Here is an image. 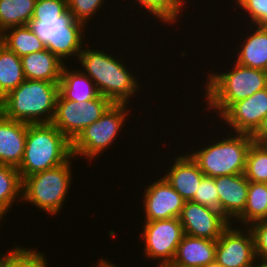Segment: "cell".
Instances as JSON below:
<instances>
[{"label": "cell", "instance_id": "6da1fadb", "mask_svg": "<svg viewBox=\"0 0 267 267\" xmlns=\"http://www.w3.org/2000/svg\"><path fill=\"white\" fill-rule=\"evenodd\" d=\"M89 47L84 46L77 59L83 67L81 71L93 80L100 95L113 104H130L131 97H136L140 90L138 78L129 72L121 57L118 60L111 52Z\"/></svg>", "mask_w": 267, "mask_h": 267}, {"label": "cell", "instance_id": "7a4b0ae2", "mask_svg": "<svg viewBox=\"0 0 267 267\" xmlns=\"http://www.w3.org/2000/svg\"><path fill=\"white\" fill-rule=\"evenodd\" d=\"M232 68L226 72L207 74L205 84V101L218 118L235 102L252 96L259 90L267 88V72L242 66L234 61ZM218 111V112H216Z\"/></svg>", "mask_w": 267, "mask_h": 267}, {"label": "cell", "instance_id": "3957f363", "mask_svg": "<svg viewBox=\"0 0 267 267\" xmlns=\"http://www.w3.org/2000/svg\"><path fill=\"white\" fill-rule=\"evenodd\" d=\"M58 94L59 83L25 79L3 98L0 113L28 124L51 123Z\"/></svg>", "mask_w": 267, "mask_h": 267}, {"label": "cell", "instance_id": "277c9868", "mask_svg": "<svg viewBox=\"0 0 267 267\" xmlns=\"http://www.w3.org/2000/svg\"><path fill=\"white\" fill-rule=\"evenodd\" d=\"M72 156L71 141L52 123L28 124L21 178L64 164Z\"/></svg>", "mask_w": 267, "mask_h": 267}, {"label": "cell", "instance_id": "5b68a950", "mask_svg": "<svg viewBox=\"0 0 267 267\" xmlns=\"http://www.w3.org/2000/svg\"><path fill=\"white\" fill-rule=\"evenodd\" d=\"M230 134L188 153L205 176L244 174L247 154L256 137L245 133Z\"/></svg>", "mask_w": 267, "mask_h": 267}, {"label": "cell", "instance_id": "8992f818", "mask_svg": "<svg viewBox=\"0 0 267 267\" xmlns=\"http://www.w3.org/2000/svg\"><path fill=\"white\" fill-rule=\"evenodd\" d=\"M73 158L72 155L64 164L23 178L22 201L49 213L48 216H56L71 190Z\"/></svg>", "mask_w": 267, "mask_h": 267}, {"label": "cell", "instance_id": "52a82bcc", "mask_svg": "<svg viewBox=\"0 0 267 267\" xmlns=\"http://www.w3.org/2000/svg\"><path fill=\"white\" fill-rule=\"evenodd\" d=\"M27 25L45 48L64 63L71 56L78 59L85 46L84 30L88 26L76 21L68 9L57 18L31 19Z\"/></svg>", "mask_w": 267, "mask_h": 267}, {"label": "cell", "instance_id": "ba28073f", "mask_svg": "<svg viewBox=\"0 0 267 267\" xmlns=\"http://www.w3.org/2000/svg\"><path fill=\"white\" fill-rule=\"evenodd\" d=\"M128 108V104H112L96 122L87 126L71 142L72 155L92 161L108 147L110 149L124 127V121L128 119Z\"/></svg>", "mask_w": 267, "mask_h": 267}, {"label": "cell", "instance_id": "9c48e42d", "mask_svg": "<svg viewBox=\"0 0 267 267\" xmlns=\"http://www.w3.org/2000/svg\"><path fill=\"white\" fill-rule=\"evenodd\" d=\"M113 103L104 96L74 102L58 94L52 124L71 142L90 124L96 122Z\"/></svg>", "mask_w": 267, "mask_h": 267}, {"label": "cell", "instance_id": "30bf717a", "mask_svg": "<svg viewBox=\"0 0 267 267\" xmlns=\"http://www.w3.org/2000/svg\"><path fill=\"white\" fill-rule=\"evenodd\" d=\"M143 224L140 238L145 243L144 256L157 260V267L171 265L177 247L185 235L179 218L144 221Z\"/></svg>", "mask_w": 267, "mask_h": 267}, {"label": "cell", "instance_id": "8fae6325", "mask_svg": "<svg viewBox=\"0 0 267 267\" xmlns=\"http://www.w3.org/2000/svg\"><path fill=\"white\" fill-rule=\"evenodd\" d=\"M231 225L216 240L215 260L224 267H258L251 230Z\"/></svg>", "mask_w": 267, "mask_h": 267}, {"label": "cell", "instance_id": "7c38bea8", "mask_svg": "<svg viewBox=\"0 0 267 267\" xmlns=\"http://www.w3.org/2000/svg\"><path fill=\"white\" fill-rule=\"evenodd\" d=\"M266 118L267 88H264L233 103L219 119L229 125L232 133L235 131L256 136L263 129Z\"/></svg>", "mask_w": 267, "mask_h": 267}, {"label": "cell", "instance_id": "4fadbf2b", "mask_svg": "<svg viewBox=\"0 0 267 267\" xmlns=\"http://www.w3.org/2000/svg\"><path fill=\"white\" fill-rule=\"evenodd\" d=\"M179 220L185 235L209 240H217L231 224L220 211L192 201H185Z\"/></svg>", "mask_w": 267, "mask_h": 267}, {"label": "cell", "instance_id": "5bb4252c", "mask_svg": "<svg viewBox=\"0 0 267 267\" xmlns=\"http://www.w3.org/2000/svg\"><path fill=\"white\" fill-rule=\"evenodd\" d=\"M146 186L142 203L144 221L179 218L185 200L163 176Z\"/></svg>", "mask_w": 267, "mask_h": 267}, {"label": "cell", "instance_id": "9a60e30c", "mask_svg": "<svg viewBox=\"0 0 267 267\" xmlns=\"http://www.w3.org/2000/svg\"><path fill=\"white\" fill-rule=\"evenodd\" d=\"M214 178L219 195L220 212L234 225V218L236 219L245 209L249 181L244 174Z\"/></svg>", "mask_w": 267, "mask_h": 267}, {"label": "cell", "instance_id": "2e32d148", "mask_svg": "<svg viewBox=\"0 0 267 267\" xmlns=\"http://www.w3.org/2000/svg\"><path fill=\"white\" fill-rule=\"evenodd\" d=\"M173 159V165L170 169L168 167V173H164L163 177L185 201H191L205 175L188 152Z\"/></svg>", "mask_w": 267, "mask_h": 267}, {"label": "cell", "instance_id": "e0dca14e", "mask_svg": "<svg viewBox=\"0 0 267 267\" xmlns=\"http://www.w3.org/2000/svg\"><path fill=\"white\" fill-rule=\"evenodd\" d=\"M28 123L10 120L0 113V164L18 168L23 160Z\"/></svg>", "mask_w": 267, "mask_h": 267}, {"label": "cell", "instance_id": "ac0fdd59", "mask_svg": "<svg viewBox=\"0 0 267 267\" xmlns=\"http://www.w3.org/2000/svg\"><path fill=\"white\" fill-rule=\"evenodd\" d=\"M216 240L184 235L169 266L204 267L215 261Z\"/></svg>", "mask_w": 267, "mask_h": 267}, {"label": "cell", "instance_id": "d6986e66", "mask_svg": "<svg viewBox=\"0 0 267 267\" xmlns=\"http://www.w3.org/2000/svg\"><path fill=\"white\" fill-rule=\"evenodd\" d=\"M21 63L26 79L53 83H59L62 68L65 65L46 48L21 57Z\"/></svg>", "mask_w": 267, "mask_h": 267}, {"label": "cell", "instance_id": "ffe728a7", "mask_svg": "<svg viewBox=\"0 0 267 267\" xmlns=\"http://www.w3.org/2000/svg\"><path fill=\"white\" fill-rule=\"evenodd\" d=\"M254 29H249L248 35L243 39L241 46L237 49L236 63L267 72V27L247 25ZM253 30V31H252ZM241 47V48H240Z\"/></svg>", "mask_w": 267, "mask_h": 267}, {"label": "cell", "instance_id": "44dd1931", "mask_svg": "<svg viewBox=\"0 0 267 267\" xmlns=\"http://www.w3.org/2000/svg\"><path fill=\"white\" fill-rule=\"evenodd\" d=\"M59 94L65 100L77 103L87 102L100 96L96 85L89 76L84 74L80 68L79 70L68 68L67 64L62 68Z\"/></svg>", "mask_w": 267, "mask_h": 267}, {"label": "cell", "instance_id": "7402d4cb", "mask_svg": "<svg viewBox=\"0 0 267 267\" xmlns=\"http://www.w3.org/2000/svg\"><path fill=\"white\" fill-rule=\"evenodd\" d=\"M0 42L20 58L45 49V44L31 31L28 25L6 29Z\"/></svg>", "mask_w": 267, "mask_h": 267}, {"label": "cell", "instance_id": "603a6c76", "mask_svg": "<svg viewBox=\"0 0 267 267\" xmlns=\"http://www.w3.org/2000/svg\"><path fill=\"white\" fill-rule=\"evenodd\" d=\"M25 79L21 58L0 42V95L4 98Z\"/></svg>", "mask_w": 267, "mask_h": 267}, {"label": "cell", "instance_id": "cb8c5ba5", "mask_svg": "<svg viewBox=\"0 0 267 267\" xmlns=\"http://www.w3.org/2000/svg\"><path fill=\"white\" fill-rule=\"evenodd\" d=\"M267 219V183L249 181L248 194L244 211L234 221L249 226L256 221Z\"/></svg>", "mask_w": 267, "mask_h": 267}, {"label": "cell", "instance_id": "d4e9b609", "mask_svg": "<svg viewBox=\"0 0 267 267\" xmlns=\"http://www.w3.org/2000/svg\"><path fill=\"white\" fill-rule=\"evenodd\" d=\"M37 0H0V34L6 29L25 26L32 19Z\"/></svg>", "mask_w": 267, "mask_h": 267}, {"label": "cell", "instance_id": "484cf974", "mask_svg": "<svg viewBox=\"0 0 267 267\" xmlns=\"http://www.w3.org/2000/svg\"><path fill=\"white\" fill-rule=\"evenodd\" d=\"M21 200L22 178L18 169L0 164V211L6 215L14 202L20 203Z\"/></svg>", "mask_w": 267, "mask_h": 267}, {"label": "cell", "instance_id": "4316f807", "mask_svg": "<svg viewBox=\"0 0 267 267\" xmlns=\"http://www.w3.org/2000/svg\"><path fill=\"white\" fill-rule=\"evenodd\" d=\"M244 176L248 181L267 183V145L255 139L248 151Z\"/></svg>", "mask_w": 267, "mask_h": 267}, {"label": "cell", "instance_id": "83f0119b", "mask_svg": "<svg viewBox=\"0 0 267 267\" xmlns=\"http://www.w3.org/2000/svg\"><path fill=\"white\" fill-rule=\"evenodd\" d=\"M138 2L140 9H144V13L147 11L153 15V18L159 19L166 24H173L179 22V15L184 11L183 8L187 5L186 0H134ZM185 2V4H184Z\"/></svg>", "mask_w": 267, "mask_h": 267}, {"label": "cell", "instance_id": "f1b7e54d", "mask_svg": "<svg viewBox=\"0 0 267 267\" xmlns=\"http://www.w3.org/2000/svg\"><path fill=\"white\" fill-rule=\"evenodd\" d=\"M45 253L37 249L13 246L4 255V267H48Z\"/></svg>", "mask_w": 267, "mask_h": 267}, {"label": "cell", "instance_id": "f546056e", "mask_svg": "<svg viewBox=\"0 0 267 267\" xmlns=\"http://www.w3.org/2000/svg\"><path fill=\"white\" fill-rule=\"evenodd\" d=\"M105 0H67L68 10L76 21L83 24L89 23L95 14L100 12ZM97 12V13H96Z\"/></svg>", "mask_w": 267, "mask_h": 267}, {"label": "cell", "instance_id": "4dcf8cb0", "mask_svg": "<svg viewBox=\"0 0 267 267\" xmlns=\"http://www.w3.org/2000/svg\"><path fill=\"white\" fill-rule=\"evenodd\" d=\"M191 201L220 211L219 195L215 186V178L204 176Z\"/></svg>", "mask_w": 267, "mask_h": 267}, {"label": "cell", "instance_id": "1f68e13d", "mask_svg": "<svg viewBox=\"0 0 267 267\" xmlns=\"http://www.w3.org/2000/svg\"><path fill=\"white\" fill-rule=\"evenodd\" d=\"M253 25L266 27L267 0H235Z\"/></svg>", "mask_w": 267, "mask_h": 267}, {"label": "cell", "instance_id": "d6a6232c", "mask_svg": "<svg viewBox=\"0 0 267 267\" xmlns=\"http://www.w3.org/2000/svg\"><path fill=\"white\" fill-rule=\"evenodd\" d=\"M67 9V0H37L32 19L57 18Z\"/></svg>", "mask_w": 267, "mask_h": 267}, {"label": "cell", "instance_id": "836d02e7", "mask_svg": "<svg viewBox=\"0 0 267 267\" xmlns=\"http://www.w3.org/2000/svg\"><path fill=\"white\" fill-rule=\"evenodd\" d=\"M248 228L253 235L255 254L258 263L260 261H267V221L253 222Z\"/></svg>", "mask_w": 267, "mask_h": 267}, {"label": "cell", "instance_id": "e575fe53", "mask_svg": "<svg viewBox=\"0 0 267 267\" xmlns=\"http://www.w3.org/2000/svg\"><path fill=\"white\" fill-rule=\"evenodd\" d=\"M94 267H119L115 264H113L111 261L109 262L106 258H101L96 265H93Z\"/></svg>", "mask_w": 267, "mask_h": 267}, {"label": "cell", "instance_id": "d590c367", "mask_svg": "<svg viewBox=\"0 0 267 267\" xmlns=\"http://www.w3.org/2000/svg\"><path fill=\"white\" fill-rule=\"evenodd\" d=\"M267 136V118L264 122L263 129L255 136L258 140H263Z\"/></svg>", "mask_w": 267, "mask_h": 267}, {"label": "cell", "instance_id": "8d00e7d4", "mask_svg": "<svg viewBox=\"0 0 267 267\" xmlns=\"http://www.w3.org/2000/svg\"><path fill=\"white\" fill-rule=\"evenodd\" d=\"M204 267H224L221 264H219L216 260L212 263H209L208 265L204 266Z\"/></svg>", "mask_w": 267, "mask_h": 267}, {"label": "cell", "instance_id": "74e56055", "mask_svg": "<svg viewBox=\"0 0 267 267\" xmlns=\"http://www.w3.org/2000/svg\"><path fill=\"white\" fill-rule=\"evenodd\" d=\"M258 267H267V261H260Z\"/></svg>", "mask_w": 267, "mask_h": 267}, {"label": "cell", "instance_id": "f35d334b", "mask_svg": "<svg viewBox=\"0 0 267 267\" xmlns=\"http://www.w3.org/2000/svg\"><path fill=\"white\" fill-rule=\"evenodd\" d=\"M0 267H4V255H0Z\"/></svg>", "mask_w": 267, "mask_h": 267}, {"label": "cell", "instance_id": "ab89813d", "mask_svg": "<svg viewBox=\"0 0 267 267\" xmlns=\"http://www.w3.org/2000/svg\"><path fill=\"white\" fill-rule=\"evenodd\" d=\"M5 216H7V215H5L2 211H0V221H2V219L4 220ZM0 225H1V223H0Z\"/></svg>", "mask_w": 267, "mask_h": 267}, {"label": "cell", "instance_id": "60d3db41", "mask_svg": "<svg viewBox=\"0 0 267 267\" xmlns=\"http://www.w3.org/2000/svg\"><path fill=\"white\" fill-rule=\"evenodd\" d=\"M2 102H3V97L0 95V109H1V106H2Z\"/></svg>", "mask_w": 267, "mask_h": 267}, {"label": "cell", "instance_id": "b9f144b4", "mask_svg": "<svg viewBox=\"0 0 267 267\" xmlns=\"http://www.w3.org/2000/svg\"><path fill=\"white\" fill-rule=\"evenodd\" d=\"M263 141L266 143L267 145V136L263 139Z\"/></svg>", "mask_w": 267, "mask_h": 267}, {"label": "cell", "instance_id": "7bdbcfd3", "mask_svg": "<svg viewBox=\"0 0 267 267\" xmlns=\"http://www.w3.org/2000/svg\"><path fill=\"white\" fill-rule=\"evenodd\" d=\"M167 267H187V266H167Z\"/></svg>", "mask_w": 267, "mask_h": 267}]
</instances>
